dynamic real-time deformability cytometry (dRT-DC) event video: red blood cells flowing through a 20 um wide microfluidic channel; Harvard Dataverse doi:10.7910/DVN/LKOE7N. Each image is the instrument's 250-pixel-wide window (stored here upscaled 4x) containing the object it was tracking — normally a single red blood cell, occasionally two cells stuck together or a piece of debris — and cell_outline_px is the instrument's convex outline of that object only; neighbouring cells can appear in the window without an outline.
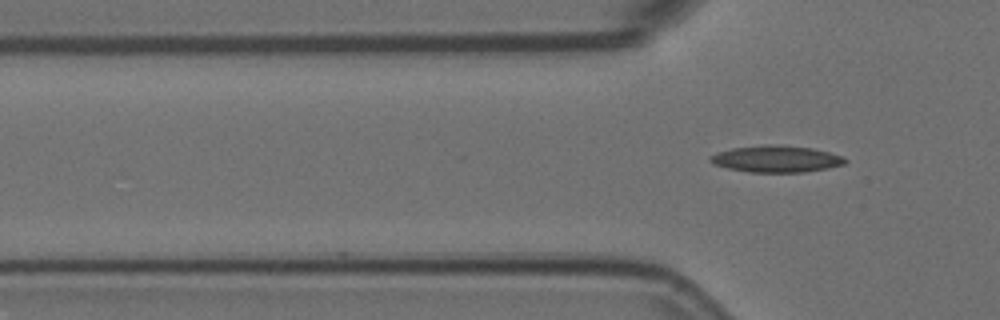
{"species": "Egyptian fruit bat (a non-hibernating species)", "species_latin": "Rousettus aegyptiacus", "temperature_condition": "room temperature", "stored_images_in_passage": 2, "camera_frame_rate_fps": 3000, "um_per_image_px": 0.085, "animal": {"sex": "female"}, "frame": {"image": 1, "passage_image": 2, "time_ms": 0.333, "image_size_px": [1000, 320], "cell_outline_px": [[848, 160], [844, 164], [828, 168], [804, 172], [748, 172], [728, 168], [716, 164], [708, 160], [708, 156], [716, 152], [732, 148], [768, 144], [780, 144], [812, 148], [844, 156]], "centroid_in_image_um": [65.98, 13.5], "position_along_channel_um": 59.8, "area_um2": 21.1}}